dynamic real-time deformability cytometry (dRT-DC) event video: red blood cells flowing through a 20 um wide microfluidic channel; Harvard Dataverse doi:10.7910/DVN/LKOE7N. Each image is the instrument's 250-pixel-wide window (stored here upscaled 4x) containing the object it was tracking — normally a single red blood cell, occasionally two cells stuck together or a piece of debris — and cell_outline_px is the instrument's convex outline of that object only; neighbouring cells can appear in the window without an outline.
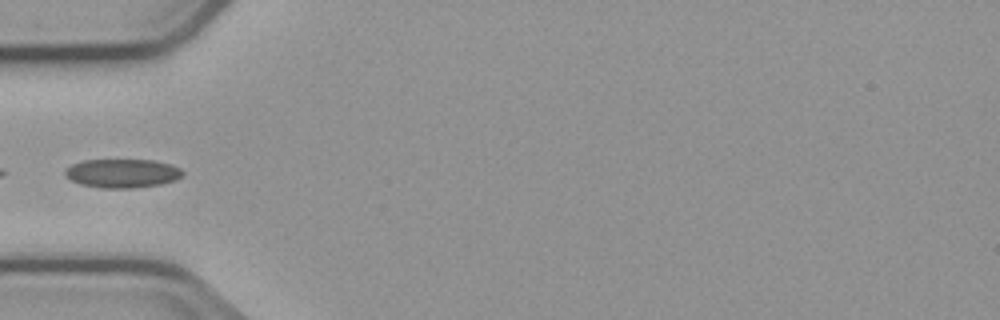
{"species": "common noctule bat (a hibernating species)", "species_latin": "Nyctalus noctula", "temperature_condition": "cold", "stored_images_in_passage": 10, "camera_frame_rate_fps": 3000, "um_per_image_px": 0.085, "animal": {"sex": "male", "body_mass_g": 23.1, "forearm_length_mm": 52.7}, "frame": {"image": 1, "passage_image": 1, "time_ms": 0.0, "image_size_px": [1000, 320], "cell_outline_px": [[184, 172], [176, 180], [160, 184], [132, 188], [100, 188], [80, 184], [64, 176], [64, 172], [72, 164], [84, 160], [152, 160], [168, 164], [180, 168]], "centroid_in_image_um": [10.37, 14.73], "position_along_channel_um": 74.6, "area_um2": 19.59}}
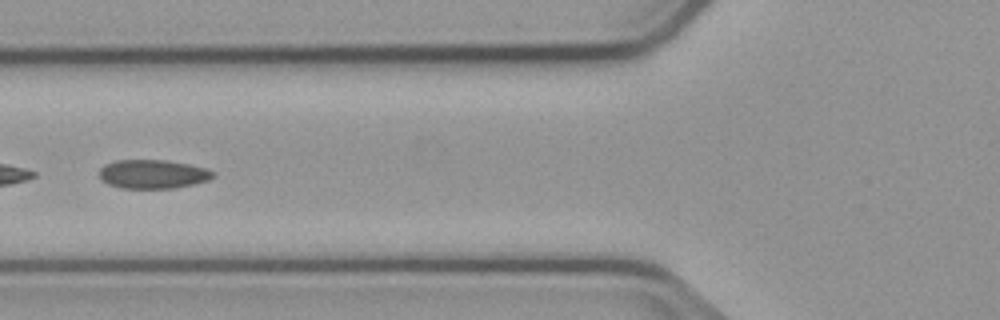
{"frame": {"image": 2, "passage_image": 4, "time_ms": 1.0, "image_size_px": [1000, 320], "cell_outline_px": [[212, 176], [208, 180], [192, 184], [172, 188], [120, 188], [108, 184], [100, 176], [100, 168], [104, 164], [116, 160], [164, 160], [188, 164], [204, 168], [212, 172]], "centroid_in_image_um": [12.93, 14.79], "position_along_channel_um": 112.9, "area_um2": 18.79}}
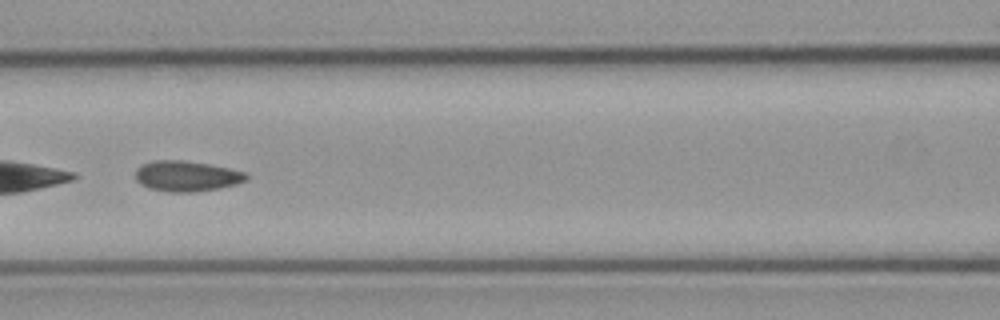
{"frame": {"image": 3, "passage_image": 7, "time_ms": 2.0, "image_size_px": [1000, 320], "cell_outline_px": [[248, 180], [236, 184], [220, 188], [196, 192], [168, 192], [148, 188], [140, 184], [136, 180], [136, 168], [140, 164], [152, 160], [184, 160], [208, 164], [248, 172]], "centroid_in_image_um": [15.86, 14.97], "position_along_channel_um": 150.7, "area_um2": 20.06}}